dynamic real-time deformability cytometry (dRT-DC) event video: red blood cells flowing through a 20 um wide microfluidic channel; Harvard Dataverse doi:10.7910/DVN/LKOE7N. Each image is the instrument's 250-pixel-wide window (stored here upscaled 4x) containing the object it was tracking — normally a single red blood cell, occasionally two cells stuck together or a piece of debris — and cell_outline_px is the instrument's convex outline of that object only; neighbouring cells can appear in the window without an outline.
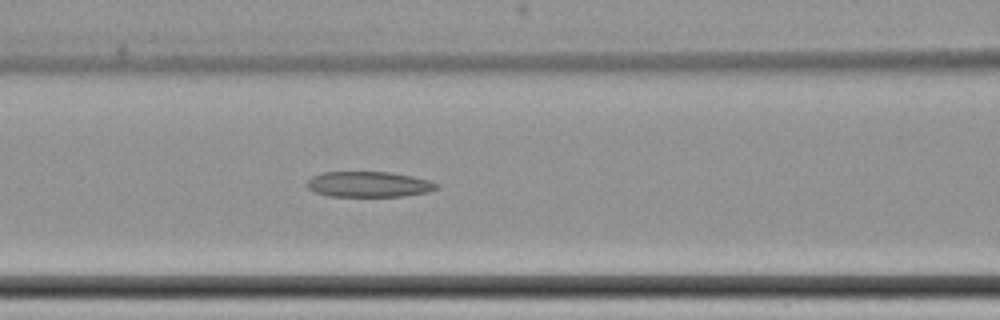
{"species": "common noctule bat (a hibernating species)", "species_latin": "Nyctalus noctula", "temperature_condition": "cold", "stored_images_in_passage": 7, "camera_frame_rate_fps": 3000, "um_per_image_px": 0.085, "animal": {"sex": "female", "body_mass_g": 22.7, "forearm_length_mm": 54.2}, "frame": {"image": 1, "passage_image": 7, "time_ms": 9.667, "image_size_px": [1000, 320], "cell_outline_px": [[440, 188], [428, 192], [404, 196], [328, 196], [316, 192], [308, 188], [304, 184], [312, 176], [324, 172], [392, 172], [412, 176], [428, 180], [440, 184]], "centroid_in_image_um": [31.37, 15.66], "position_along_channel_um": 135.2, "area_um2": 19.42}}